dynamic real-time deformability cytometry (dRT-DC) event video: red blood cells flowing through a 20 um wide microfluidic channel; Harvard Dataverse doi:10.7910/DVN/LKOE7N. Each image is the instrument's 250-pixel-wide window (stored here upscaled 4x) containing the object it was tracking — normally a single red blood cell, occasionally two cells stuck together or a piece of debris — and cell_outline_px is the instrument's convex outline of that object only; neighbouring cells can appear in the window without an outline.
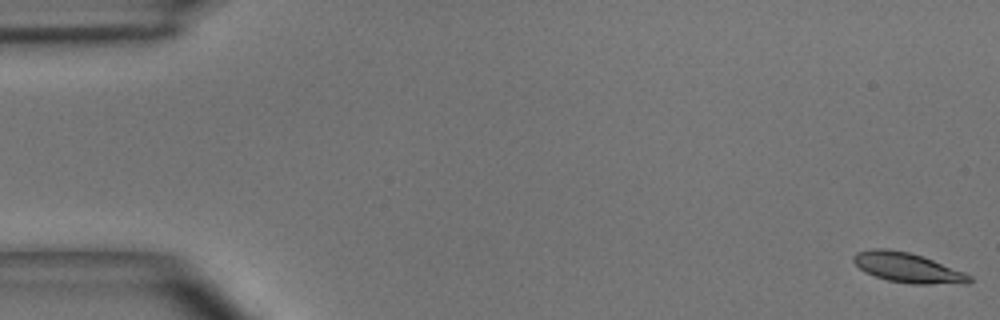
{"species": "common noctule bat (a hibernating species)", "species_latin": "Nyctalus noctula", "temperature_condition": "room temperature", "stored_images_in_passage": 50, "camera_frame_rate_fps": 3000, "um_per_image_px": 0.085, "animal": {"sex": "male", "body_mass_g": 15.6}, "frame": {"image": 1, "passage_image": 1, "time_ms": 0.0, "image_size_px": [1000, 320], "cell_outline_px": [[972, 280], [968, 284], [908, 284], [888, 280], [864, 272], [852, 260], [852, 256], [856, 252], [872, 248], [888, 248], [908, 252], [932, 260], [964, 272], [972, 276]], "centroid_in_image_um": [77.14, 22.76], "position_along_channel_um": 7.9, "area_um2": 20.17}}
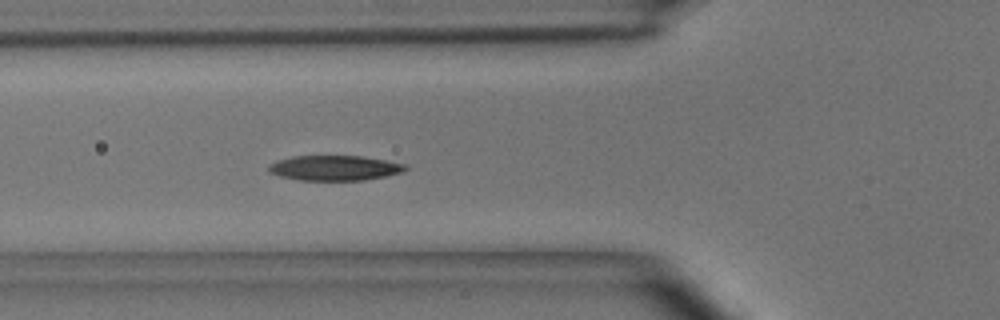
{"frame": {"image": 2, "passage_image": 18, "time_ms": 5.667, "image_size_px": [1000, 320], "cell_outline_px": [[408, 168], [404, 172], [364, 180], [300, 180], [280, 176], [268, 172], [268, 164], [292, 156], [364, 156], [408, 164]], "centroid_in_image_um": [28.48, 14.27], "position_along_channel_um": 97.3, "area_um2": 20.06}}
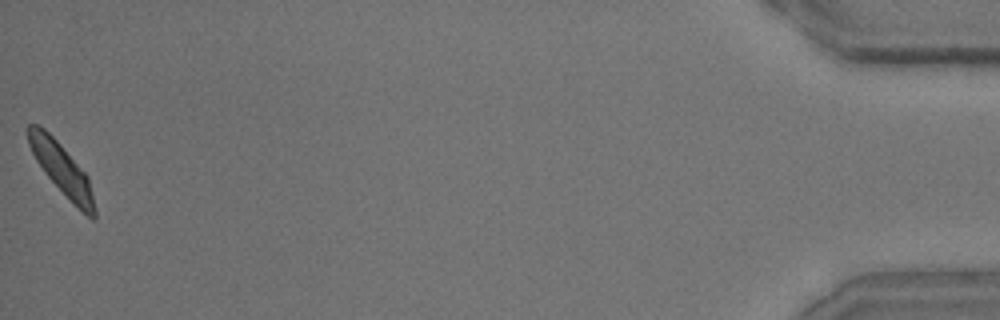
{"frame": {"image": 3, "passage_image": 50, "time_ms": 16.333, "image_size_px": [1000, 320], "cell_outline_px": [[96, 220], [92, 220], [44, 172], [36, 160], [28, 144], [24, 128], [28, 124], [36, 124], [44, 128], [60, 144], [88, 176], [96, 212]], "centroid_in_image_um": [5.19, 14.29], "position_along_channel_um": 430.0, "area_um2": 19.25}, "authors_computed_cell_mechanics": {"area_um2": 20.0277, "velocity_mm_per_s": 4.0108, "shape_relaxation_time_tau1_ms": 2.7367, "shape_relaxation_time_tau2_ms": 3.1447, "deformation_change_tau1": 0.1114, "deformation_change_tau2": 0.0839}}